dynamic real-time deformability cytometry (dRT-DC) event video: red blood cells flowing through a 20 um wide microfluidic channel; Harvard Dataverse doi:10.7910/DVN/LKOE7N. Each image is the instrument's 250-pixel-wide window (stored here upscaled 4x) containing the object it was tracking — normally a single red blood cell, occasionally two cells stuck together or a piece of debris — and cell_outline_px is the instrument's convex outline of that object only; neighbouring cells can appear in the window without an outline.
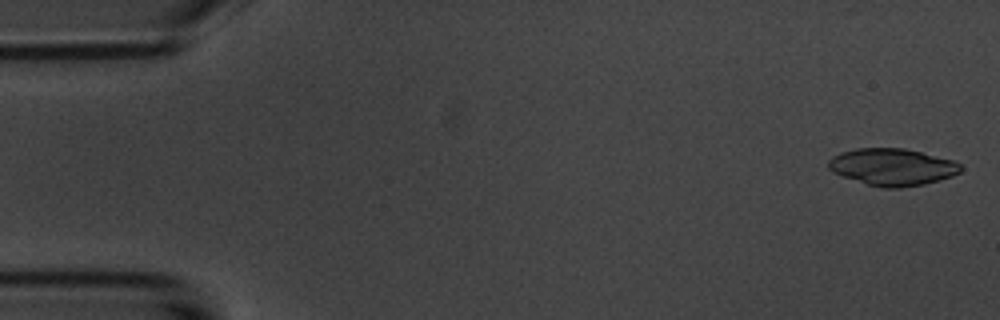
{"species": "common noctule bat (a hibernating species)", "species_latin": "Nyctalus noctula", "temperature_condition": "room temperature", "stored_images_in_passage": 5, "camera_frame_rate_fps": 3000, "um_per_image_px": 0.085, "animal": {"sex": "male", "body_mass_g": 20.1, "forearm_length_mm": 53.5}, "frame": {"image": 1, "passage_image": 1, "time_ms": 0.0, "image_size_px": [1000, 320], "cell_outline_px": [[964, 168], [960, 172], [952, 176], [940, 180], [924, 184], [900, 188], [884, 188], [868, 184], [832, 172], [828, 168], [828, 160], [832, 156], [840, 152], [856, 148], [904, 148], [952, 160], [960, 164]], "centroid_in_image_um": [75.85, 14.19], "position_along_channel_um": 9.2, "area_um2": 28.44}}